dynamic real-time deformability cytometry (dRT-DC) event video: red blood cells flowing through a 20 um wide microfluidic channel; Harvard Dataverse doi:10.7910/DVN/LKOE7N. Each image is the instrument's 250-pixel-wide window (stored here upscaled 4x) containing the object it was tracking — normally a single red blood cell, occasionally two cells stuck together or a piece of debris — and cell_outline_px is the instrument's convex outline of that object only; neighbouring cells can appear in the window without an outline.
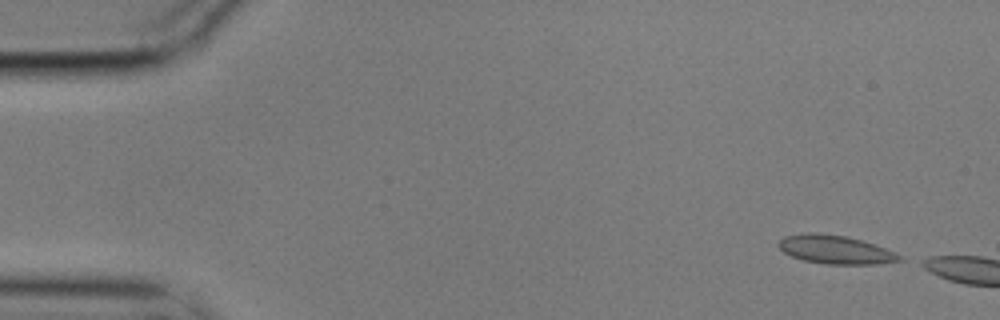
{"species": "common noctule bat (a hibernating species)", "species_latin": "Nyctalus noctula", "temperature_condition": "cold", "stored_images_in_passage": 10, "camera_frame_rate_fps": 3000, "um_per_image_px": 0.085, "animal": {"sex": "male", "body_mass_g": 17.9}, "frame": {"image": 1, "passage_image": 1, "time_ms": 0.0, "image_size_px": [1000, 320], "cell_outline_px": [[904, 260], [876, 264], [824, 264], [804, 260], [792, 256], [784, 252], [776, 244], [784, 236], [808, 232], [816, 232], [848, 236], [884, 248], [900, 256]], "centroid_in_image_um": [70.95, 21.21], "position_along_channel_um": 14.0, "area_um2": 19.94}}